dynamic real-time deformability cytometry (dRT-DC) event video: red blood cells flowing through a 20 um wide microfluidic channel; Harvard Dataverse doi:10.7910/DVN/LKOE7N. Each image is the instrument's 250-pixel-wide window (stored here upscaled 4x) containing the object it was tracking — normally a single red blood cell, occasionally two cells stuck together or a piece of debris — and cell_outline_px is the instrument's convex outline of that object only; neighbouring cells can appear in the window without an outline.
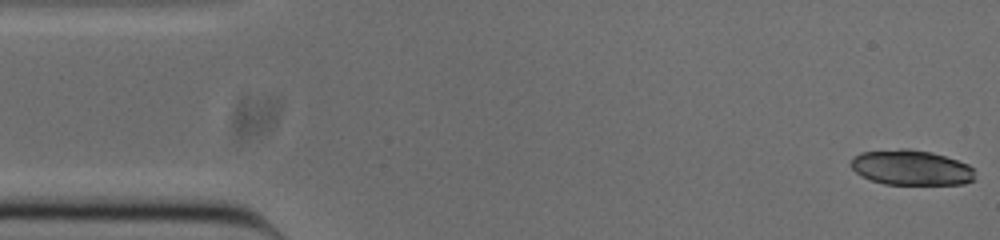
{"species": "common noctule bat (a hibernating species)", "species_latin": "Nyctalus noctula", "temperature_condition": "cold", "stored_images_in_passage": 18, "camera_frame_rate_fps": 3000, "um_per_image_px": 0.085, "animal": {"sex": "male", "body_mass_g": 20.0, "forearm_length_mm": 53.3}, "frame": {"image": 1, "passage_image": 1, "time_ms": 0.0, "image_size_px": [1000, 240], "cell_outline_px": [[972, 180], [964, 184], [884, 184], [860, 176], [848, 164], [852, 156], [860, 152], [900, 148], [908, 148], [932, 152], [968, 164], [972, 168]], "centroid_in_image_um": [77.36, 14.23], "position_along_channel_um": 7.6, "area_um2": 25.49}}
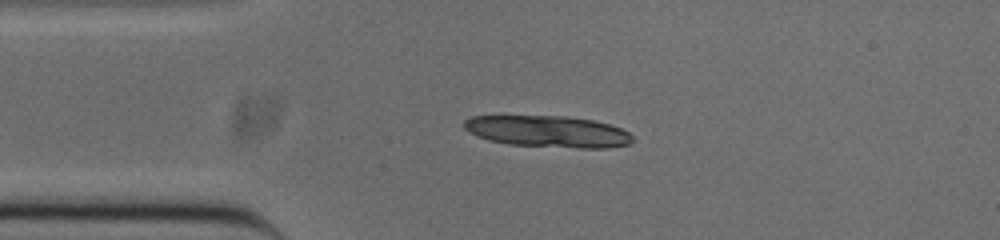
{"frame": {"image": 2, "passage_image": 11, "time_ms": 3.333, "image_size_px": [1000, 240], "cell_outline_px": [[632, 140], [628, 144], [608, 148], [580, 148], [512, 144], [488, 140], [476, 136], [468, 132], [464, 128], [464, 120], [472, 116], [564, 116], [592, 120], [608, 124], [620, 128], [628, 132], [632, 136]], "centroid_in_image_um": [46.55, 11.17], "position_along_channel_um": 38.5, "area_um2": 30.75}}